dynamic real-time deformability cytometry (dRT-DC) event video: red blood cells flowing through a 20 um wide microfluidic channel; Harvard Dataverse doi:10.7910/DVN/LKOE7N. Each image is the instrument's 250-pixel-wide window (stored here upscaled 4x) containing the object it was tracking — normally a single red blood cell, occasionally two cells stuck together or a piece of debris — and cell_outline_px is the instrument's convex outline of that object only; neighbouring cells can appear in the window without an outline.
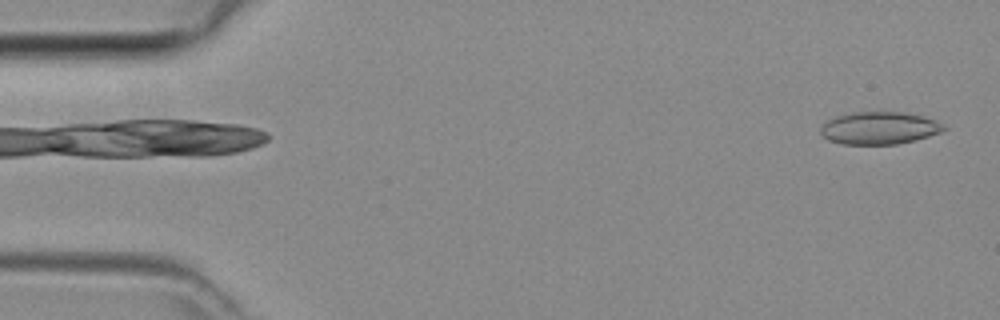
{"species": "common noctule bat (a hibernating species)", "species_latin": "Nyctalus noctula", "temperature_condition": "room temperature", "stored_images_in_passage": 45, "camera_frame_rate_fps": 3000, "um_per_image_px": 0.085, "animal": {"sex": "female", "body_mass_g": 29.2, "forearm_length_mm": 56.3}, "frame": {"image": 1, "passage_image": 1, "time_ms": 0.0, "image_size_px": [1000, 320], "cell_outline_px": [[948, 128], [940, 132], [928, 136], [896, 144], [844, 144], [828, 140], [820, 132], [820, 128], [828, 120], [836, 116], [856, 112], [904, 112], [924, 116], [936, 120], [944, 124]], "centroid_in_image_um": [74.76, 10.87], "position_along_channel_um": 10.2, "area_um2": 23.18}}
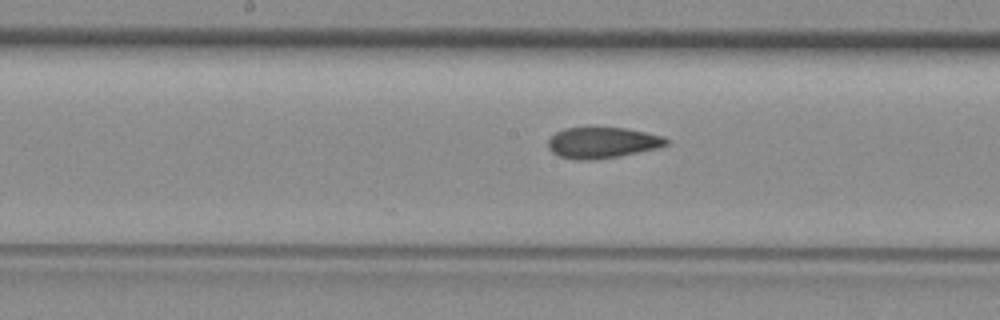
{"frame": {"image": 2, "passage_image": 22, "time_ms": 7.0, "image_size_px": [1000, 320], "cell_outline_px": [[668, 144], [656, 148], [620, 156], [592, 160], [572, 160], [560, 156], [552, 152], [548, 148], [548, 140], [556, 132], [564, 128], [624, 128], [664, 136], [668, 140]], "centroid_in_image_um": [51.17, 12.14], "position_along_channel_um": 197.0, "area_um2": 21.21}}
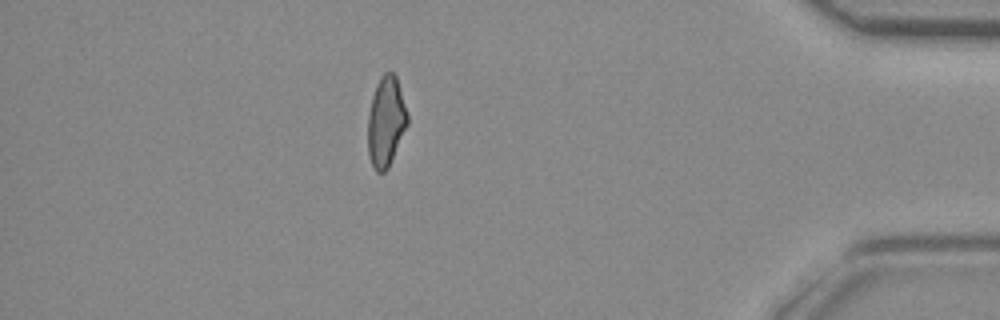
{"frame": {"image": 3, "passage_image": 39, "time_ms": 12.667, "image_size_px": [1000, 320], "cell_outline_px": [[408, 124], [388, 168], [384, 172], [376, 172], [372, 164], [368, 152], [368, 116], [372, 96], [376, 84], [380, 76], [384, 72], [392, 72], [396, 76], [408, 116]], "centroid_in_image_um": [32.8, 10.33], "position_along_channel_um": 402.4, "area_um2": 20.63}}